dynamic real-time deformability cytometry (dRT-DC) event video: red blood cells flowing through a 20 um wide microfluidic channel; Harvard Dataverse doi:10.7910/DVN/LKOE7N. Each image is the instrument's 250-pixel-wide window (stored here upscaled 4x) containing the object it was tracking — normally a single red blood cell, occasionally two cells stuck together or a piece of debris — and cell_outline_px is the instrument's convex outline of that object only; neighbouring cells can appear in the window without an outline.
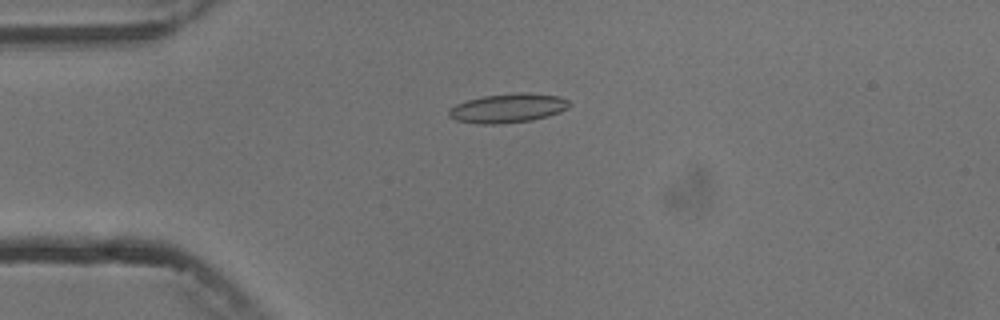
{"species": "common noctule bat (a hibernating species)", "species_latin": "Nyctalus noctula", "temperature_condition": "cold", "stored_images_in_passage": 5, "camera_frame_rate_fps": 3000, "um_per_image_px": 0.085, "animal": {"sex": "male", "body_mass_g": 13.3}, "frame": {"image": 1, "passage_image": 4, "time_ms": 4.333, "image_size_px": [1000, 320], "cell_outline_px": [[572, 104], [568, 108], [560, 112], [548, 116], [532, 120], [500, 124], [476, 124], [456, 120], [448, 116], [448, 108], [456, 104], [468, 100], [484, 96], [520, 92], [528, 92], [560, 96], [568, 100]], "centroid_in_image_um": [43.18, 9.19], "position_along_channel_um": 41.8, "area_um2": 20.69}}